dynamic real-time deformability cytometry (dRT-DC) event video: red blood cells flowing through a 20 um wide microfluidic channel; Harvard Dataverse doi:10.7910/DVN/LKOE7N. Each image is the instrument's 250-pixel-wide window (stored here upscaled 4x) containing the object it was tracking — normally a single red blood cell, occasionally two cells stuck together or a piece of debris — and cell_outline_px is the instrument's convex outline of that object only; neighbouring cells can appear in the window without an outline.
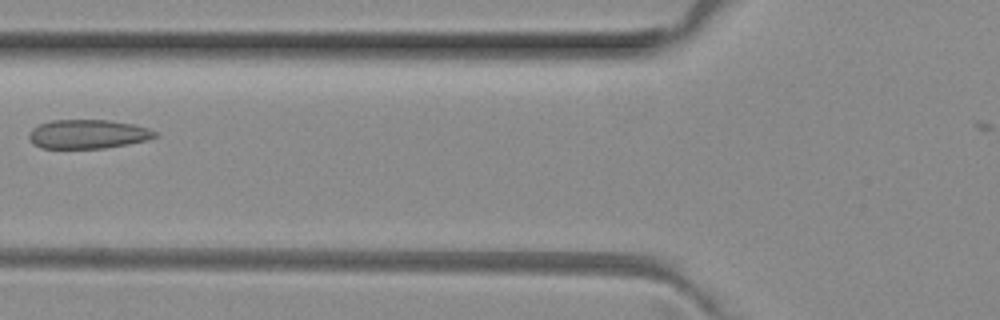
{"species": "common noctule bat (a hibernating species)", "species_latin": "Nyctalus noctula", "temperature_condition": "room temperature", "stored_images_in_passage": 4, "camera_frame_rate_fps": 3000, "um_per_image_px": 0.085, "animal": {"sex": "female", "body_mass_g": 29.2, "forearm_length_mm": 56.3}, "frame": {"image": 1, "passage_image": 4, "time_ms": 1.0, "image_size_px": [1000, 320], "cell_outline_px": [[160, 136], [148, 140], [128, 144], [104, 148], [40, 148], [32, 144], [28, 136], [28, 132], [32, 128], [40, 124], [52, 120], [108, 120], [132, 124], [148, 128], [160, 132]], "centroid_in_image_um": [7.49, 11.4], "position_along_channel_um": 118.3, "area_um2": 21.56}}